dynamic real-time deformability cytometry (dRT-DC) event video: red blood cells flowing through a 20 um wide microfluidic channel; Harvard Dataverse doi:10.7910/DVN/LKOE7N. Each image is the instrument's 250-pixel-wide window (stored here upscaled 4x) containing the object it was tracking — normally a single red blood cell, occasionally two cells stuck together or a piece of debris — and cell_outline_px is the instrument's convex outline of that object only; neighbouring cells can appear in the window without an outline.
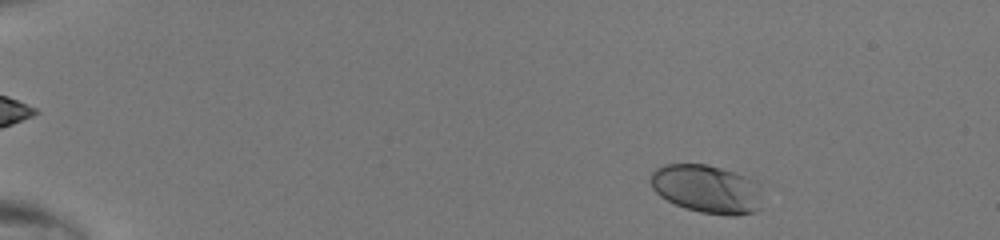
{"species": "human", "species_latin": "Homo sapiens", "temperature_condition": "room temperature", "stored_images_in_passage": 43, "camera_frame_rate_fps": 3000, "um_per_image_px": 0.085, "donor": {"sex": "male"}, "frame": {"image": 1, "passage_image": 2, "time_ms": 0.333, "image_size_px": [1000, 240], "cell_outline_px": [[760, 208], [756, 212], [736, 216], [728, 216], [700, 212], [676, 204], [660, 196], [652, 188], [648, 180], [652, 172], [656, 168], [664, 164], [708, 164], [756, 180]], "centroid_in_image_um": [60.03, 16.06], "position_along_channel_um": 25.0, "area_um2": 31.39}}
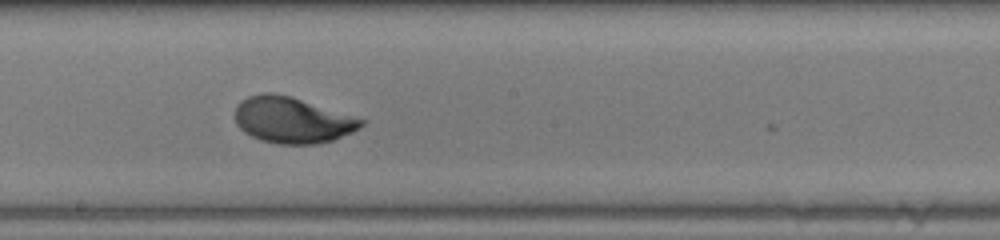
{"frame": {"image": 2, "passage_image": 24, "time_ms": 7.667, "image_size_px": [1000, 240], "cell_outline_px": [[368, 120], [360, 128], [352, 132], [332, 140], [316, 144], [280, 144], [260, 140], [244, 132], [236, 124], [236, 104], [240, 100], [248, 96], [260, 92], [272, 92], [292, 96]], "centroid_in_image_um": [24.85, 10.18], "position_along_channel_um": 223.4, "area_um2": 34.22}}
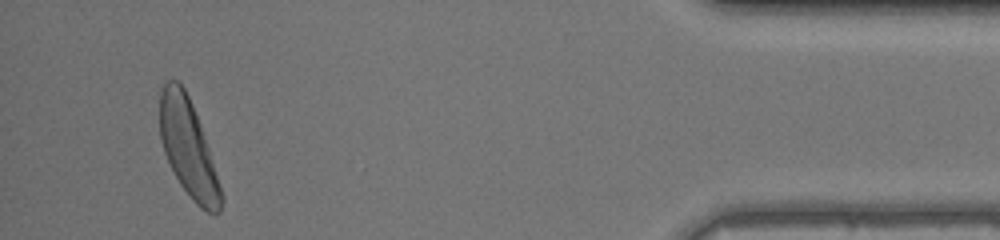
{"frame": {"image": 3, "passage_image": 41, "time_ms": 13.333, "image_size_px": [1000, 240], "cell_outline_px": [[224, 200], [220, 212], [208, 212], [200, 208], [192, 200], [180, 184], [164, 152], [160, 136], [160, 92], [164, 84], [168, 80], [176, 80], [184, 88], [192, 104], [200, 124], [224, 196]], "centroid_in_image_um": [16.0, 12.61], "position_along_channel_um": 419.2, "area_um2": 34.22}}